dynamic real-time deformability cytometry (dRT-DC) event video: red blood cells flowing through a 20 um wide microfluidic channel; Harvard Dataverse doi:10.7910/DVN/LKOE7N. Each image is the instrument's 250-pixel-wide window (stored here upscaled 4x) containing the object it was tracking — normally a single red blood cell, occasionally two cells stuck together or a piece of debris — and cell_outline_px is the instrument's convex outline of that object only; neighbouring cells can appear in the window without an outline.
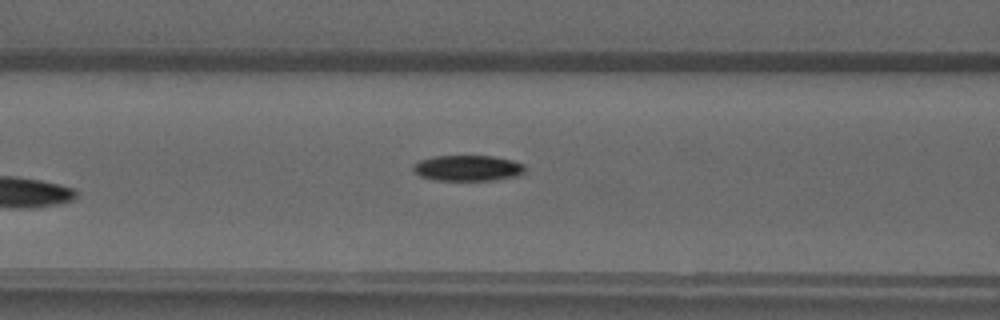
{"species": "common noctule bat (a hibernating species)", "species_latin": "Nyctalus noctula", "temperature_condition": "warm", "stored_images_in_passage": 5, "camera_frame_rate_fps": 3000, "um_per_image_px": 0.085, "animal": {"sex": "male", "forearm_length_mm": 52.5}, "frame": {"image": 1, "passage_image": 5, "time_ms": 5.333, "image_size_px": [1000, 320], "cell_outline_px": [[524, 172], [520, 176], [496, 180], [436, 180], [420, 176], [412, 168], [412, 164], [420, 160], [432, 156], [492, 156], [512, 160], [524, 164]], "centroid_in_image_um": [39.77, 14.29], "position_along_channel_um": 126.8, "area_um2": 16.88}}